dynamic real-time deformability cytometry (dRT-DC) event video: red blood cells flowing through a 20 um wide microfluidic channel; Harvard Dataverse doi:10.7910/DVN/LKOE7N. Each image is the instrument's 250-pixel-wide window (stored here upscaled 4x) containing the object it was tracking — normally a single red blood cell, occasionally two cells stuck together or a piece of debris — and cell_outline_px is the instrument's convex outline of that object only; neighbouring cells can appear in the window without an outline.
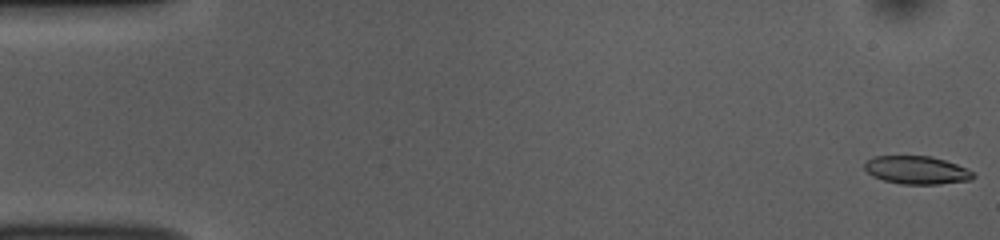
{"species": "common noctule bat (a hibernating species)", "species_latin": "Nyctalus noctula", "temperature_condition": "room temperature", "stored_images_in_passage": 53, "camera_frame_rate_fps": 3000, "um_per_image_px": 0.085, "animal": {"sex": "female", "body_mass_g": 10.0, "forearm_length_mm": 53.1}, "frame": {"image": 1, "passage_image": 1, "time_ms": 0.0, "image_size_px": [1000, 240], "cell_outline_px": [[976, 176], [972, 180], [940, 184], [900, 184], [884, 180], [872, 176], [864, 168], [864, 164], [868, 160], [876, 156], [932, 156], [956, 164], [972, 172]], "centroid_in_image_um": [77.92, 14.46], "position_along_channel_um": 7.1, "area_um2": 17.69}}
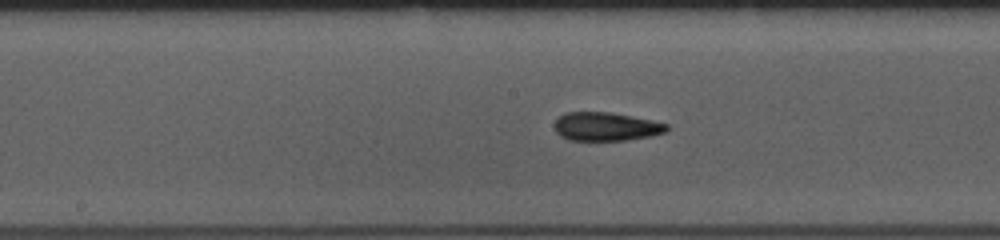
{"frame": {"image": 2, "passage_image": 27, "time_ms": 8.667, "image_size_px": [1000, 240], "cell_outline_px": [[668, 128], [664, 132], [648, 136], [624, 140], [568, 140], [560, 136], [556, 132], [556, 120], [564, 112], [608, 112], [632, 116], [668, 124]], "centroid_in_image_um": [51.47, 10.75], "position_along_channel_um": 196.7, "area_um2": 18.38}}
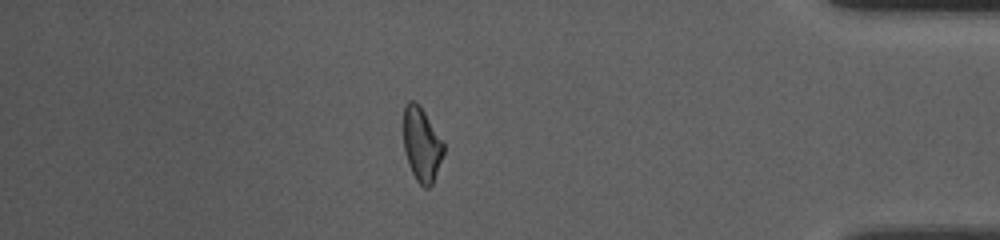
{"frame": {"image": 3, "passage_image": 46, "time_ms": 15.0, "image_size_px": [1000, 240], "cell_outline_px": [[444, 152], [432, 184], [428, 188], [424, 188], [416, 180], [408, 164], [404, 148], [404, 104], [408, 100], [416, 100], [420, 104], [444, 144]], "centroid_in_image_um": [35.83, 12.24], "position_along_channel_um": 399.4, "area_um2": 17.28}, "authors_computed_cell_mechanics": {"area_um2": 18.496, "velocity_mm_per_s": 3.78, "shape_relaxation_time_tau1_ms": null, "shape_relaxation_time_tau2_ms": 2.0917, "deformation_change_tau1": null, "deformation_change_tau2": 0.0763}}